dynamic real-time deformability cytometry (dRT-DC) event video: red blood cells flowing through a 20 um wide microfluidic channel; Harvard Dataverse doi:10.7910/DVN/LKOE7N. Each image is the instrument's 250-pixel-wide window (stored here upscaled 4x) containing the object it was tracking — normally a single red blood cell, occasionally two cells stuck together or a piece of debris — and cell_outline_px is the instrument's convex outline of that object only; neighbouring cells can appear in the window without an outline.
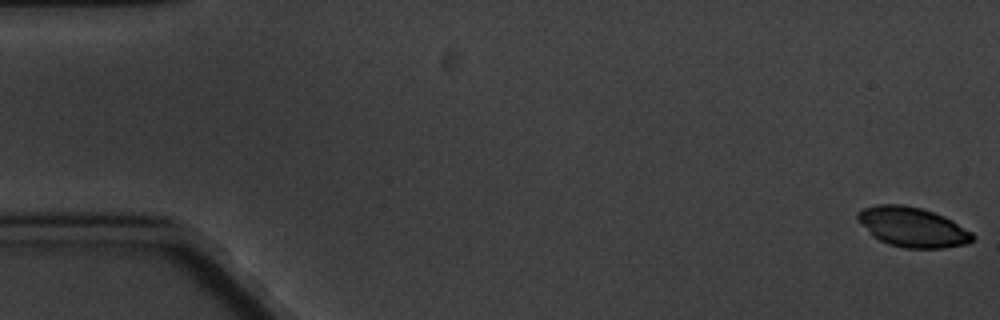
{"species": "common noctule bat (a hibernating species)", "species_latin": "Nyctalus noctula", "temperature_condition": "cold", "stored_images_in_passage": 5, "camera_frame_rate_fps": 3000, "um_per_image_px": 0.085, "animal": {"sex": "male", "body_mass_g": 20.1, "forearm_length_mm": 53.5}, "frame": {"image": 1, "passage_image": 1, "time_ms": 0.0, "image_size_px": [1000, 320], "cell_outline_px": [[976, 236], [972, 240], [964, 244], [944, 248], [904, 248], [888, 244], [872, 236], [856, 216], [856, 212], [864, 208], [876, 204], [904, 204], [920, 208], [944, 216], [952, 220], [972, 232]], "centroid_in_image_um": [77.56, 19.3], "position_along_channel_um": 7.4, "area_um2": 26.53}}
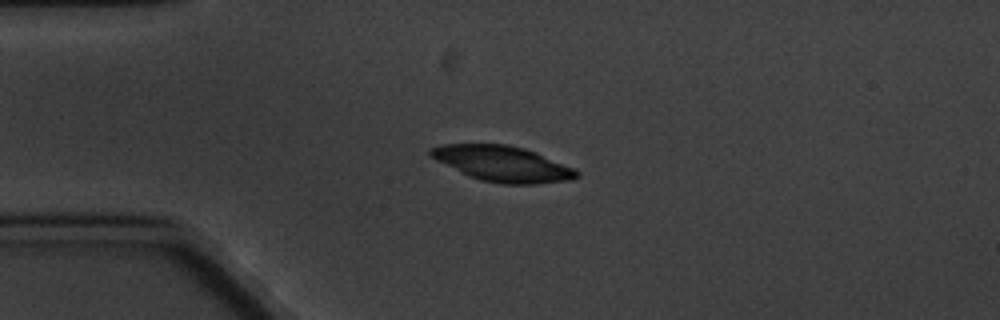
{"frame": {"image": 2, "passage_image": 5, "time_ms": 4.667, "image_size_px": [1000, 320], "cell_outline_px": [[580, 176], [572, 180], [536, 184], [504, 184], [480, 180], [468, 176], [436, 160], [428, 152], [432, 148], [444, 144], [504, 144], [524, 148], [536, 152], [576, 168], [580, 172]], "centroid_in_image_um": [42.79, 13.93], "position_along_channel_um": 42.2, "area_um2": 30.35}}